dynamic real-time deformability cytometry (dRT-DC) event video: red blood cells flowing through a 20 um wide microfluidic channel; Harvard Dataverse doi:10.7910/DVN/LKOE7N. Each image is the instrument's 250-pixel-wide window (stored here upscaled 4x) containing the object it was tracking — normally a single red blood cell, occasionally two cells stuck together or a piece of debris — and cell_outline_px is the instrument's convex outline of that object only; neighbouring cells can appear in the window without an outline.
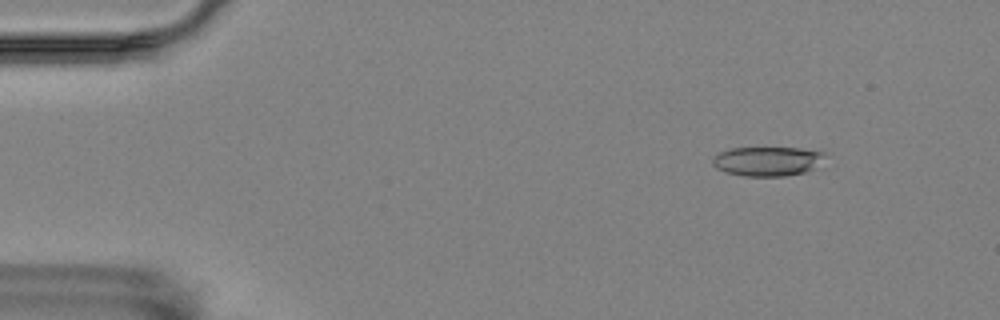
{"species": "Egyptian fruit bat (a non-hibernating species)", "species_latin": "Rousettus aegyptiacus", "temperature_condition": "room temperature", "stored_images_in_passage": 4, "camera_frame_rate_fps": 3000, "um_per_image_px": 0.085, "animal": {"sex": "female"}, "frame": {"image": 1, "passage_image": 2, "time_ms": 0.333, "image_size_px": [1000, 320], "cell_outline_px": [[828, 156], [812, 168], [804, 172], [784, 176], [744, 176], [728, 172], [716, 168], [712, 164], [712, 160], [720, 152], [732, 148], [800, 148], [824, 152]], "centroid_in_image_um": [65.24, 13.7], "position_along_channel_um": 19.8, "area_um2": 19.02}}